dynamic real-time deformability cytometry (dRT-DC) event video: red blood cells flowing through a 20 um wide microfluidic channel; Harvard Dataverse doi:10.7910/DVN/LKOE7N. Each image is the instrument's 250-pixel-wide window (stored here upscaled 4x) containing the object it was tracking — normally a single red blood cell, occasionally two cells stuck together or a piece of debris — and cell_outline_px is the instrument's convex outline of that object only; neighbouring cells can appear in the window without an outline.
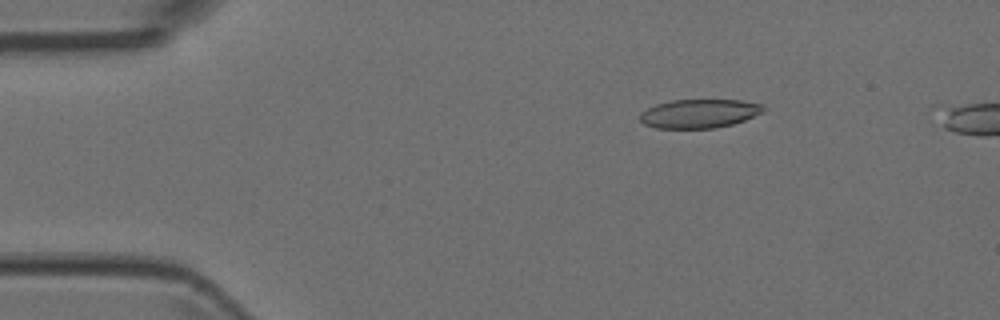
{"species": "Egyptian fruit bat (a non-hibernating species)", "species_latin": "Rousettus aegyptiacus", "temperature_condition": "room temperature", "stored_images_in_passage": 4, "camera_frame_rate_fps": 3000, "um_per_image_px": 0.085, "animal": {"sex": "female"}, "frame": {"image": 1, "passage_image": 3, "time_ms": 0.667, "image_size_px": [1000, 320], "cell_outline_px": [[764, 112], [744, 120], [732, 124], [716, 128], [656, 128], [644, 124], [640, 120], [640, 112], [656, 104], [672, 100], [740, 100], [764, 104]], "centroid_in_image_um": [59.44, 9.65], "position_along_channel_um": 25.6, "area_um2": 20.75}}